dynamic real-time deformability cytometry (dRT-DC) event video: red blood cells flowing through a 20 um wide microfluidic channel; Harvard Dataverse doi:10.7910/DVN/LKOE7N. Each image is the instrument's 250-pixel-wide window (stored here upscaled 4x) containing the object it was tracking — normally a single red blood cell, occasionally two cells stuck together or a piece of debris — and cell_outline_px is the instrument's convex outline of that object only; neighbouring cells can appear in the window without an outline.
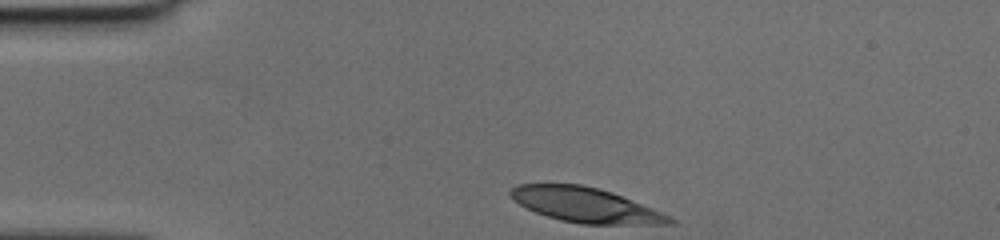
{"species": "human", "species_latin": "Homo sapiens", "temperature_condition": "cold", "stored_images_in_passage": 30, "camera_frame_rate_fps": 3000, "um_per_image_px": 0.085, "donor": {"sex": "female"}, "frame": {"image": 1, "passage_image": 1, "time_ms": 0.0, "image_size_px": [1000, 240], "cell_outline_px": [[676, 224], [580, 224], [560, 220], [536, 212], [512, 200], [508, 192], [516, 184], [580, 184], [600, 188], [612, 192], [652, 208], [676, 220]], "centroid_in_image_um": [49.75, 17.42], "position_along_channel_um": 35.2, "area_um2": 32.08}}
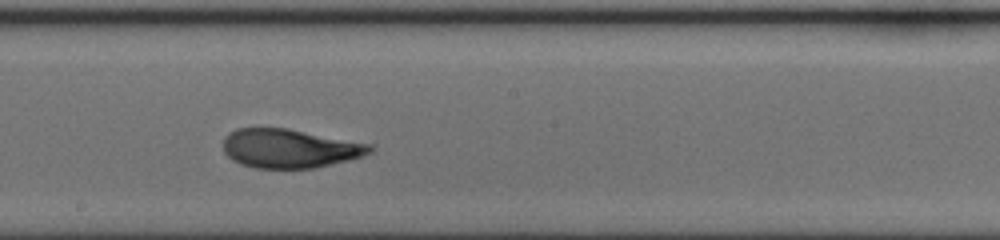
{"frame": {"image": 2, "passage_image": 18, "time_ms": 5.667, "image_size_px": [1000, 240], "cell_outline_px": [[376, 148], [372, 152], [364, 156], [316, 168], [256, 168], [240, 164], [232, 160], [224, 152], [224, 136], [228, 132], [236, 128], [288, 128], [376, 144]], "centroid_in_image_um": [24.68, 12.61], "position_along_channel_um": 223.5, "area_um2": 33.87}}
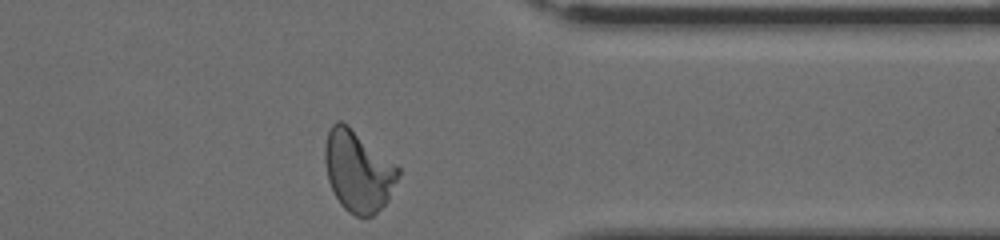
{"frame": {"image": 3, "passage_image": 30, "time_ms": 9.667, "image_size_px": [1000, 240], "cell_outline_px": [[400, 172], [388, 200], [372, 216], [356, 216], [348, 212], [340, 204], [328, 180], [324, 160], [324, 144], [328, 132], [332, 124], [336, 120], [340, 120], [348, 124], [396, 164], [400, 168]], "centroid_in_image_um": [30.42, 14.51], "position_along_channel_um": 381.0, "area_um2": 34.62}}